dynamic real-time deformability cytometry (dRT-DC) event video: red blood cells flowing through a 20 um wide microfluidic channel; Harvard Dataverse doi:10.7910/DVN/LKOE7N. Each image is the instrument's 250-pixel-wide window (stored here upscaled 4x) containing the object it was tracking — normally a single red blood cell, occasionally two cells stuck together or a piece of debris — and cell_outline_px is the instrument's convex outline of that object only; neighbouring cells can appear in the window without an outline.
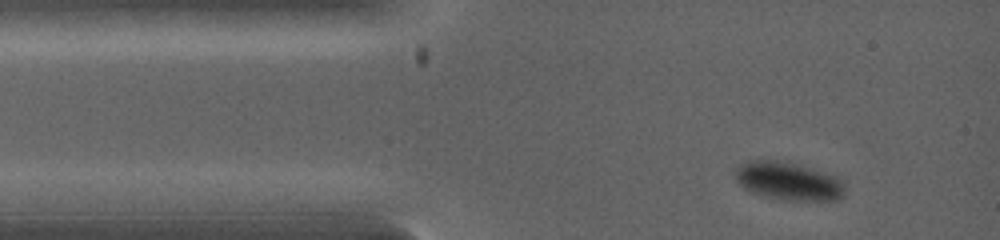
{"species": "common noctule bat (a hibernating species)", "species_latin": "Nyctalus noctula", "temperature_condition": "warm", "stored_images_in_passage": 28, "camera_frame_rate_fps": 5000, "um_per_image_px": 0.085, "animal": {"sex": "female", "body_mass_g": 19.0, "forearm_length_mm": 53.3}, "frame": {"image": 1, "passage_image": 1, "time_ms": 0.0, "image_size_px": [1000, 240], "cell_outline_px": [[844, 196], [836, 200], [784, 200], [752, 192], [744, 188], [736, 180], [736, 168], [740, 164], [752, 160], [788, 160], [836, 176], [844, 184]], "centroid_in_image_um": [67.03, 15.37], "position_along_channel_um": 18.0, "area_um2": 24.39}}
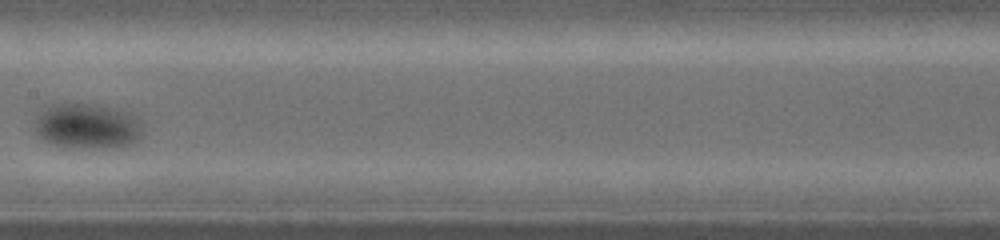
{"frame": {"image": 2, "passage_image": 13, "time_ms": 4.0, "image_size_px": [1000, 240], "cell_outline_px": [[144, 132], [136, 140], [128, 144], [104, 148], [64, 148], [52, 144], [44, 140], [36, 132], [36, 116], [44, 108], [52, 104], [96, 104], [112, 108], [124, 112], [140, 120]], "centroid_in_image_um": [7.39, 10.73], "position_along_channel_um": 200.0, "area_um2": 28.38}}
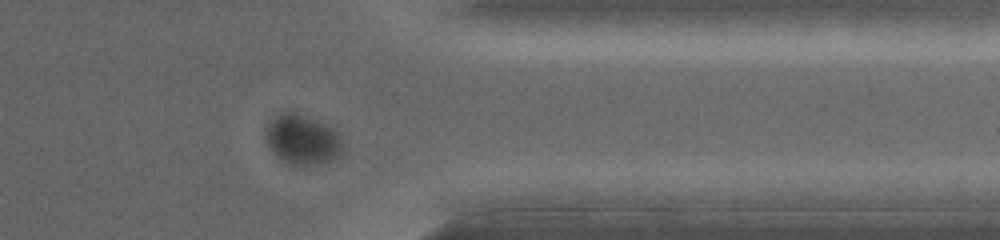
{"frame": {"image": 3, "passage_image": 24, "time_ms": 7.4, "image_size_px": [1000, 240], "cell_outline_px": [[344, 148], [340, 156], [332, 160], [320, 164], [288, 164], [280, 160], [268, 148], [264, 140], [264, 128], [280, 112], [296, 112], [336, 128], [340, 132], [344, 144]], "centroid_in_image_um": [25.71, 11.86], "position_along_channel_um": 385.7, "area_um2": 23.12}}